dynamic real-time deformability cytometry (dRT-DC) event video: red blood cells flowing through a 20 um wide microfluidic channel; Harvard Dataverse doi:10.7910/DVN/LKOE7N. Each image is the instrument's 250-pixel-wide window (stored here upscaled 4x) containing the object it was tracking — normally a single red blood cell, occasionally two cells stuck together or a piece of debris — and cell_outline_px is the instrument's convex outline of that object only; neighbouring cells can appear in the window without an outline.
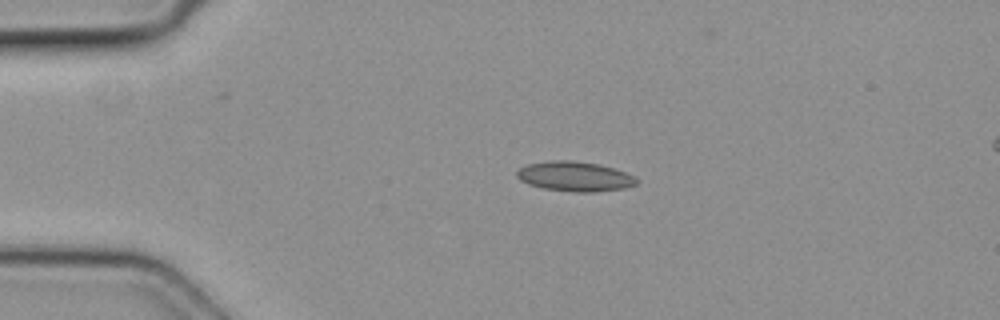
{"species": "common noctule bat (a hibernating species)", "species_latin": "Nyctalus noctula", "temperature_condition": "cold", "stored_images_in_passage": 5, "segment_of_instrument_passage": [1, 2], "camera_frame_rate_fps": 3000, "um_per_image_px": 0.085, "animal": {"sex": "female", "body_mass_g": 19.3, "forearm_length_mm": 54.1}, "frame": {"image": 1, "passage_image": 3, "time_ms": 0.667, "image_size_px": [1000, 320], "cell_outline_px": [[636, 184], [628, 188], [596, 192], [576, 192], [544, 188], [528, 184], [520, 180], [516, 176], [516, 172], [520, 168], [528, 164], [556, 160], [568, 160], [596, 164], [612, 168], [624, 172], [632, 176], [636, 180]], "centroid_in_image_um": [48.84, 15.01], "position_along_channel_um": 36.2, "area_um2": 20.46}}